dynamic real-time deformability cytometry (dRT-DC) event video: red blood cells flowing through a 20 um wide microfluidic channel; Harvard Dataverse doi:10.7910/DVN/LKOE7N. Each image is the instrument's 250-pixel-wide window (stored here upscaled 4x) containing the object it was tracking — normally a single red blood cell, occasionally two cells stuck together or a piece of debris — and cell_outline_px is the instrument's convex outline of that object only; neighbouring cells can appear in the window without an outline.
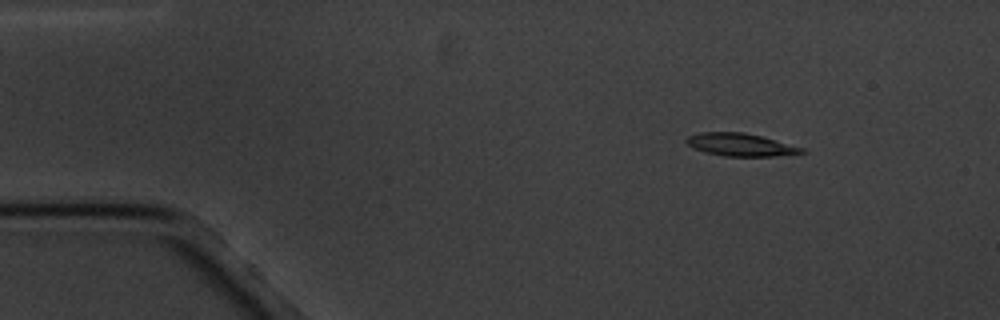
{"species": "common noctule bat (a hibernating species)", "species_latin": "Nyctalus noctula", "temperature_condition": "cold", "stored_images_in_passage": 5, "camera_frame_rate_fps": 3000, "um_per_image_px": 0.085, "animal": {"sex": "male", "body_mass_g": 20.1, "forearm_length_mm": 53.5}, "frame": {"image": 1, "passage_image": 2, "time_ms": 1.0, "image_size_px": [1000, 320], "cell_outline_px": [[808, 152], [772, 156], [724, 156], [704, 152], [692, 148], [684, 140], [688, 136], [700, 132], [744, 132], [760, 136], [804, 148]], "centroid_in_image_um": [62.9, 12.3], "position_along_channel_um": 22.1, "area_um2": 15.2}}
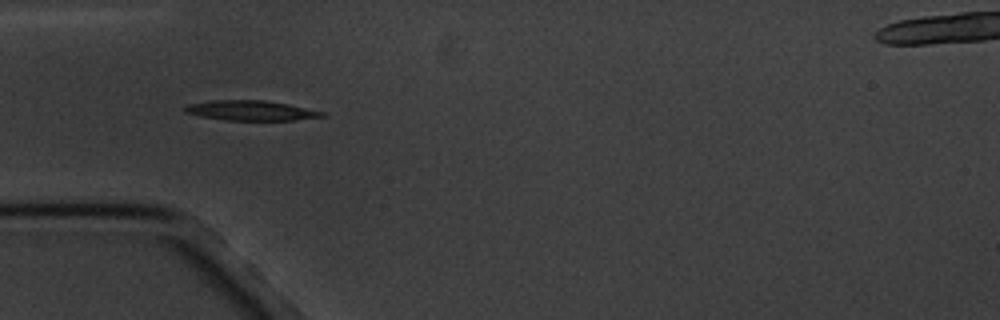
{"frame": {"image": 2, "passage_image": 4, "time_ms": 4.333, "image_size_px": [1000, 320], "cell_outline_px": [[324, 116], [296, 120], [224, 120], [200, 116], [184, 112], [184, 108], [188, 104], [212, 100], [268, 100], [288, 104], [324, 112]], "centroid_in_image_um": [21.29, 9.39], "position_along_channel_um": 63.7, "area_um2": 15.9}}
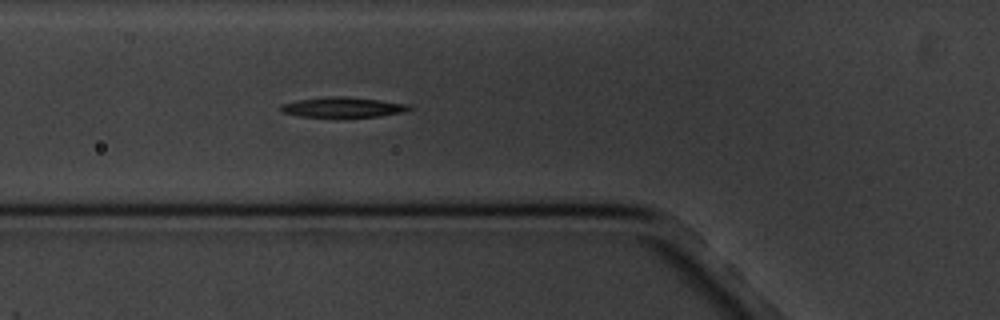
{"frame": {"image": 3, "passage_image": 5, "time_ms": 5.333, "image_size_px": [1000, 320], "cell_outline_px": [[412, 108], [400, 112], [380, 116], [300, 116], [280, 112], [280, 104], [296, 100], [328, 96], [348, 96], [380, 100], [408, 104]], "centroid_in_image_um": [29.08, 9.09], "position_along_channel_um": 96.7, "area_um2": 14.85}}